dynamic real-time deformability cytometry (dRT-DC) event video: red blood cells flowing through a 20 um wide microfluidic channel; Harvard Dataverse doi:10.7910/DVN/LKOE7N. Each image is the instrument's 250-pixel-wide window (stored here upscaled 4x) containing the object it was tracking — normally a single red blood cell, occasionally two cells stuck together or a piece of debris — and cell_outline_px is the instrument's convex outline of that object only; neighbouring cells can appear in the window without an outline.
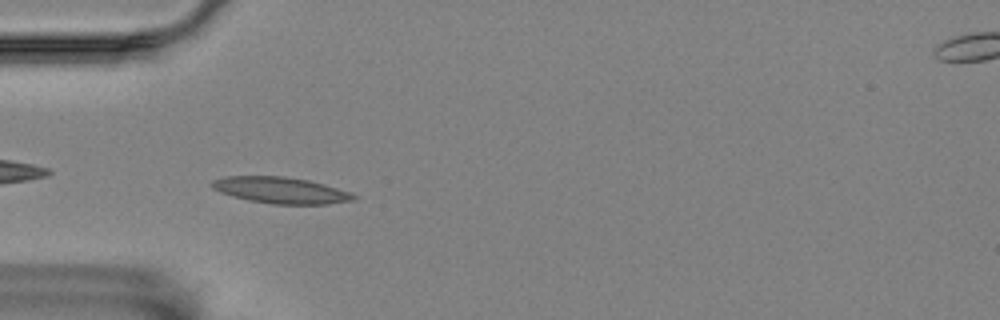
{"species": "Egyptian fruit bat (a non-hibernating species)", "species_latin": "Rousettus aegyptiacus", "temperature_condition": "room temperature", "stored_images_in_passage": 6, "camera_frame_rate_fps": 3000, "um_per_image_px": 0.085, "animal": {"sex": "female"}, "frame": {"image": 1, "passage_image": 5, "time_ms": 1.333, "image_size_px": [1000, 320], "cell_outline_px": [[360, 196], [356, 200], [328, 204], [272, 204], [248, 200], [232, 196], [220, 192], [212, 188], [208, 184], [212, 180], [224, 176], [284, 176], [308, 180], [324, 184], [352, 192]], "centroid_in_image_um": [23.88, 16.17], "position_along_channel_um": 61.1, "area_um2": 22.08}}
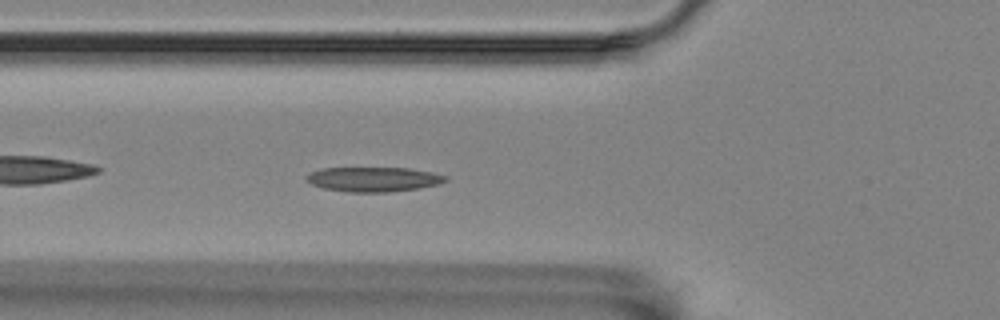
{"frame": {"image": 2, "passage_image": 6, "time_ms": 1.667, "image_size_px": [1000, 320], "cell_outline_px": [[448, 180], [440, 184], [420, 188], [388, 192], [348, 192], [324, 188], [312, 184], [304, 176], [312, 172], [324, 168], [408, 168], [432, 172], [448, 176]], "centroid_in_image_um": [31.8, 15.24], "position_along_channel_um": 94.0, "area_um2": 19.94}}